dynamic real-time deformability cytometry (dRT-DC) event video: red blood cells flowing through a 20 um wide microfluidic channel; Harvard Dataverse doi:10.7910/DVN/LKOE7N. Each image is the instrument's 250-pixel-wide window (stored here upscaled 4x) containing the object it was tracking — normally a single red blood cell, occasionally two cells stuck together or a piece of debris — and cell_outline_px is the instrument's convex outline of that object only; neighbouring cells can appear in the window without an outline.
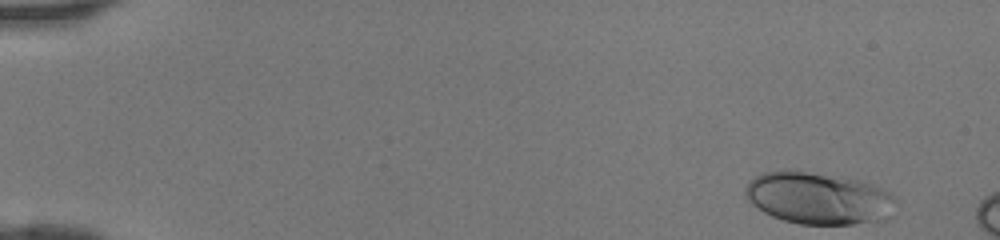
{"species": "human", "species_latin": "Homo sapiens", "temperature_condition": "room temperature", "stored_images_in_passage": 9, "camera_frame_rate_fps": 3000, "um_per_image_px": 0.085, "donor": {"sex": "female"}, "frame": {"image": 1, "passage_image": 1, "time_ms": 0.0, "image_size_px": [1000, 240], "cell_outline_px": [[900, 200], [892, 216], [888, 220], [852, 224], [800, 224], [784, 220], [772, 216], [764, 212], [752, 204], [748, 200], [744, 192], [748, 184], [756, 176], [764, 172], [784, 168], [788, 168], [840, 176], [872, 184], [896, 196]], "centroid_in_image_um": [69.64, 16.84], "position_along_channel_um": 15.4, "area_um2": 46.47}}